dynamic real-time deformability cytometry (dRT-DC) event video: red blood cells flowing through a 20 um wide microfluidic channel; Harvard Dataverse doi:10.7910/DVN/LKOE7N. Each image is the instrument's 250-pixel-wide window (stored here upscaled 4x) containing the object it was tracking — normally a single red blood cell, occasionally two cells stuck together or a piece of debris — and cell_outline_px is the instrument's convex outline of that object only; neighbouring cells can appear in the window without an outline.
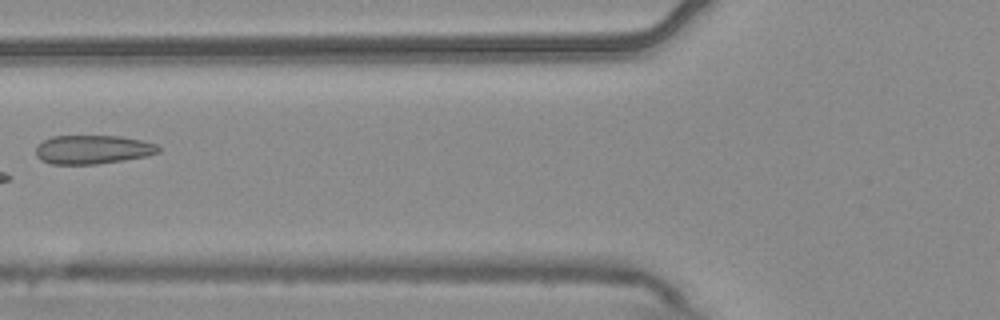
{"species": "common noctule bat (a hibernating species)", "species_latin": "Nyctalus noctula", "temperature_condition": "warm", "stored_images_in_passage": 7, "camera_frame_rate_fps": 3000, "um_per_image_px": 0.085, "animal": {"sex": "male", "body_mass_g": 20.4}, "frame": {"image": 1, "passage_image": 6, "time_ms": 1.667, "image_size_px": [1000, 320], "cell_outline_px": [[160, 152], [144, 156], [124, 160], [96, 164], [52, 164], [40, 160], [36, 156], [36, 148], [44, 140], [52, 136], [120, 136], [140, 140], [156, 144], [160, 148]], "centroid_in_image_um": [7.86, 12.71], "position_along_channel_um": 117.9, "area_um2": 20.46}}
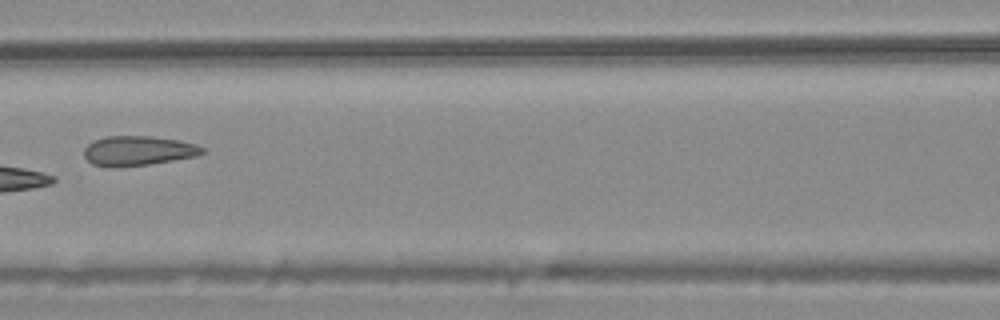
{"frame": {"image": 2, "passage_image": 7, "time_ms": 2.0, "image_size_px": [1000, 320], "cell_outline_px": [[204, 152], [196, 156], [148, 164], [112, 168], [92, 164], [84, 156], [84, 148], [88, 144], [96, 140], [108, 136], [152, 136], [180, 140], [196, 144], [204, 148]], "centroid_in_image_um": [11.73, 12.81], "position_along_channel_um": 154.9, "area_um2": 20.4}}